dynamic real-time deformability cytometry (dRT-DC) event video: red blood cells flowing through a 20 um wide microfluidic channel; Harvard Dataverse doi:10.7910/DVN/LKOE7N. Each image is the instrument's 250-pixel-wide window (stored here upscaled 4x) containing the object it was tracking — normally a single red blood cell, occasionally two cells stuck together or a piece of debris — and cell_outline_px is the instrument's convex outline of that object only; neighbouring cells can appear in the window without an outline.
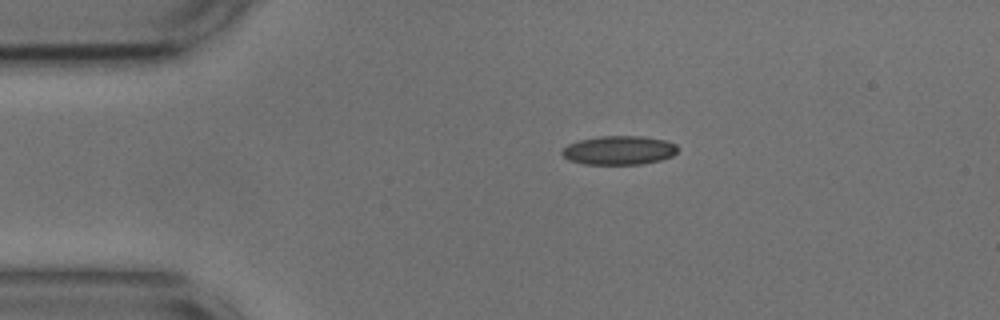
{"species": "common noctule bat (a hibernating species)", "species_latin": "Nyctalus noctula", "temperature_condition": "cold", "stored_images_in_passage": 45, "camera_frame_rate_fps": 3000, "um_per_image_px": 0.085, "animal": {"sex": "male", "body_mass_g": 17.9, "forearm_length_mm": 54.2}, "frame": {"image": 1, "passage_image": 1, "time_ms": 0.0, "image_size_px": [1000, 320], "cell_outline_px": [[680, 148], [672, 156], [660, 160], [640, 164], [584, 164], [568, 160], [560, 152], [568, 144], [580, 140], [600, 136], [644, 136], [664, 140], [676, 144]], "centroid_in_image_um": [52.63, 12.77], "position_along_channel_um": 32.4, "area_um2": 19.48}}
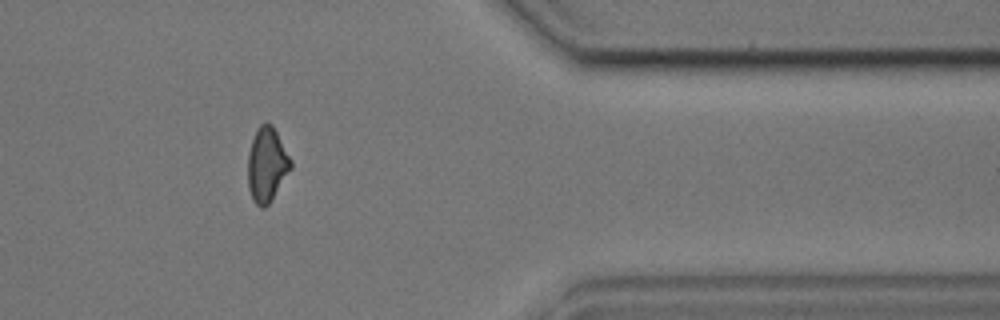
{"frame": {"image": 2, "passage_image": 35, "time_ms": 11.333, "image_size_px": [1000, 320], "cell_outline_px": [[292, 168], [268, 204], [264, 208], [260, 208], [252, 200], [248, 188], [248, 152], [256, 128], [260, 124], [272, 124], [292, 160]], "centroid_in_image_um": [22.67, 14.0], "position_along_channel_um": 388.7, "area_um2": 18.61}}
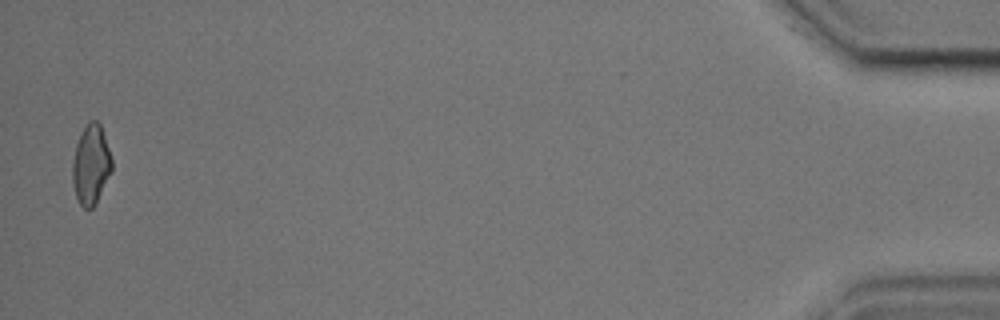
{"frame": {"image": 3, "passage_image": 44, "time_ms": 14.333, "image_size_px": [1000, 320], "cell_outline_px": [[112, 172], [96, 204], [92, 208], [84, 208], [80, 204], [76, 196], [72, 180], [72, 164], [76, 144], [80, 132], [88, 120], [96, 120], [100, 124], [112, 160]], "centroid_in_image_um": [7.73, 13.99], "position_along_channel_um": 427.5, "area_um2": 18.38}, "authors_computed_cell_mechanics": {"area_um2": 18.785, "velocity_mm_per_s": 3.6635, "shape_relaxation_time_tau1_ms": null, "shape_relaxation_time_tau2_ms": 2.5027, "deformation_change_tau1": null, "deformation_change_tau2": 0.0827}}